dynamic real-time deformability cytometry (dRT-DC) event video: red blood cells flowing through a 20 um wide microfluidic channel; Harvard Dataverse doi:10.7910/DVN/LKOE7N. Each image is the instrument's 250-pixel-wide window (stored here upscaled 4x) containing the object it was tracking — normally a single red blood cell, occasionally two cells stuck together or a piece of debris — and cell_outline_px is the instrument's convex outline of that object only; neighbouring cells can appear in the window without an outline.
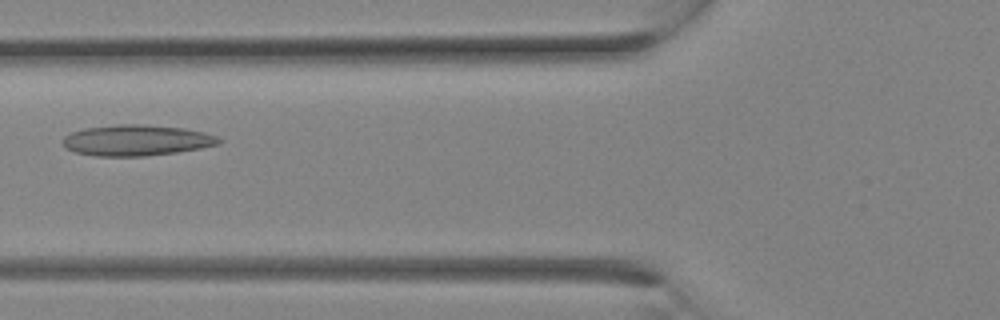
{"species": "Egyptian fruit bat (a non-hibernating species)", "species_latin": "Rousettus aegyptiacus", "temperature_condition": "room temperature", "stored_images_in_passage": 7, "camera_frame_rate_fps": 3000, "um_per_image_px": 0.085, "animal": {"sex": "female"}, "frame": {"image": 1, "passage_image": 6, "time_ms": 1.667, "image_size_px": [1000, 320], "cell_outline_px": [[224, 140], [220, 144], [200, 148], [176, 152], [144, 156], [96, 156], [76, 152], [64, 148], [64, 136], [72, 132], [84, 128], [116, 124], [144, 124], [184, 128], [204, 132], [216, 136]], "centroid_in_image_um": [11.62, 11.92], "position_along_channel_um": 114.2, "area_um2": 28.15}}